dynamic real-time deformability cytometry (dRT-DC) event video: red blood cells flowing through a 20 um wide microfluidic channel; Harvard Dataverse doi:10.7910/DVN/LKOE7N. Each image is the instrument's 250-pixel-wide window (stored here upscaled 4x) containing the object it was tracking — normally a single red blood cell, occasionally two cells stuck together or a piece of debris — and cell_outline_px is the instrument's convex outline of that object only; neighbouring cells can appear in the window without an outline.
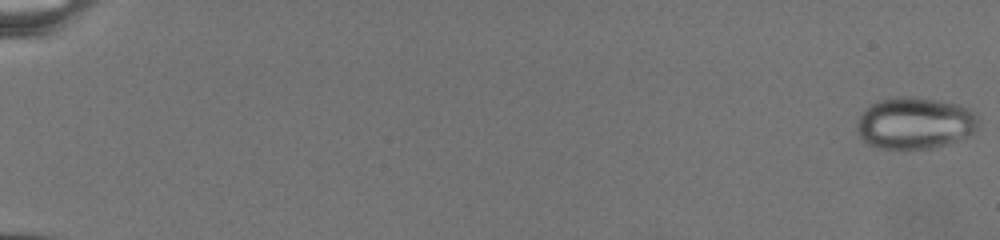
{"species": "common noctule bat (a hibernating species)", "species_latin": "Nyctalus noctula", "temperature_condition": "warm", "stored_images_in_passage": 70, "camera_frame_rate_fps": 3000, "um_per_image_px": 0.085, "animal": {"sex": "female", "body_mass_g": 19.5, "forearm_length_mm": 54.1}, "frame": {"image": 1, "passage_image": 1, "time_ms": 0.0, "image_size_px": [1000, 240], "cell_outline_px": [[976, 128], [968, 136], [960, 140], [948, 144], [932, 148], [876, 148], [868, 144], [856, 132], [856, 124], [860, 116], [876, 100], [900, 96], [912, 96], [936, 100], [956, 104], [968, 108], [976, 112]], "centroid_in_image_um": [77.74, 10.46], "position_along_channel_um": 7.3, "area_um2": 36.53}}
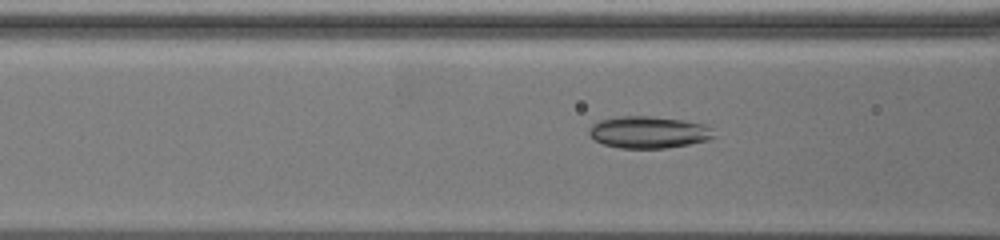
{"frame": {"image": 2, "passage_image": 34, "time_ms": 11.0, "image_size_px": [1000, 240], "cell_outline_px": [[716, 136], [708, 140], [688, 144], [664, 148], [620, 148], [604, 144], [596, 140], [588, 132], [592, 124], [600, 120], [620, 116], [652, 116], [684, 120], [708, 124], [712, 128]], "centroid_in_image_um": [55.19, 11.23], "position_along_channel_um": 111.4, "area_um2": 23.29}}
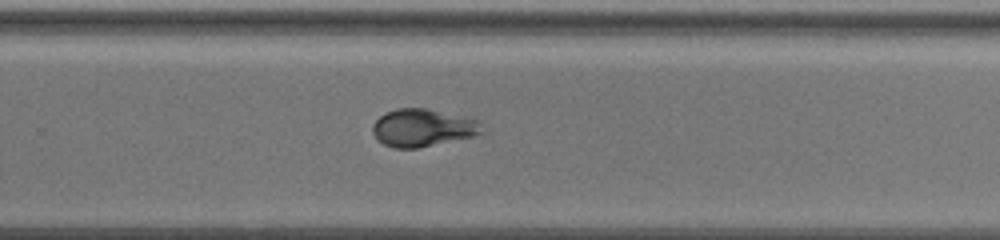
{"frame": {"image": 3, "passage_image": 69, "time_ms": 17.333, "image_size_px": [1000, 240], "cell_outline_px": [[484, 132], [472, 136], [420, 148], [392, 148], [376, 140], [372, 132], [372, 124], [384, 112], [396, 108], [428, 108], [480, 120]], "centroid_in_image_um": [35.9, 10.85], "position_along_channel_um": 293.9, "area_um2": 24.28}}